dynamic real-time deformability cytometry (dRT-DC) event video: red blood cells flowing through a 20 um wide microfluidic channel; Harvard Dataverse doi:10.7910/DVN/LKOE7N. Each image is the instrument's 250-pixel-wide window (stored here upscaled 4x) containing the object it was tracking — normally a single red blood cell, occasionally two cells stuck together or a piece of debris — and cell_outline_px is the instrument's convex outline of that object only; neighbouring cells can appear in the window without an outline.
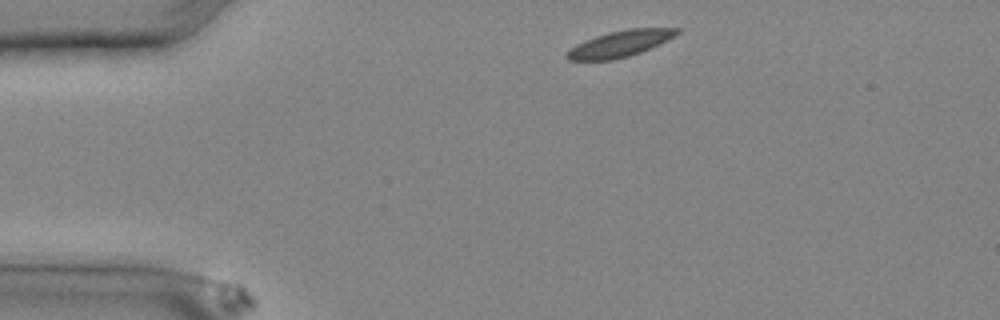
{"species": "common noctule bat (a hibernating species)", "species_latin": "Nyctalus noctula", "temperature_condition": "cold", "stored_images_in_passage": 31, "camera_frame_rate_fps": 3000, "um_per_image_px": 0.085, "animal": {"sex": "male", "body_mass_g": 20.4}, "frame": {"image": 1, "passage_image": 1, "time_ms": 0.0, "image_size_px": [1000, 320], "cell_outline_px": [[680, 32], [640, 52], [628, 56], [612, 60], [568, 60], [564, 56], [576, 44], [584, 40], [608, 32], [628, 28], [680, 28]], "centroid_in_image_um": [52.64, 3.71], "position_along_channel_um": 32.4, "area_um2": 16.42}}
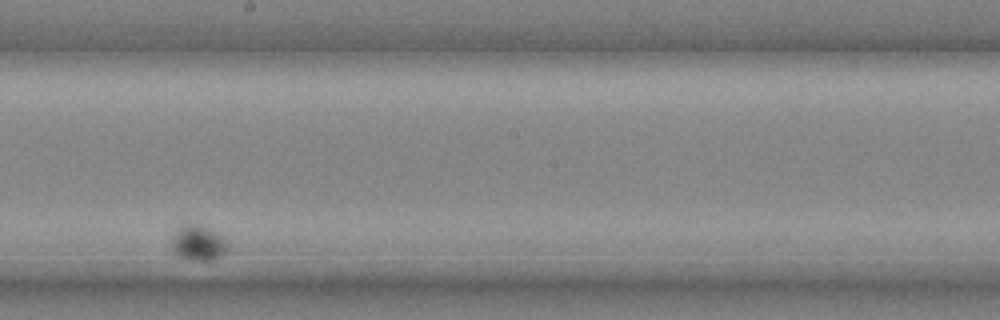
{"frame": {"image": 2, "passage_image": 20, "time_ms": 6.333, "image_size_px": [1000, 320], "cell_outline_px": [[224, 252], [220, 256], [208, 260], [200, 260], [176, 256], [172, 248], [172, 240], [176, 232], [180, 228], [188, 224], [204, 224], [212, 228], [220, 236], [224, 244]], "centroid_in_image_um": [16.8, 20.62], "position_along_channel_um": 231.4, "area_um2": 10.92}}
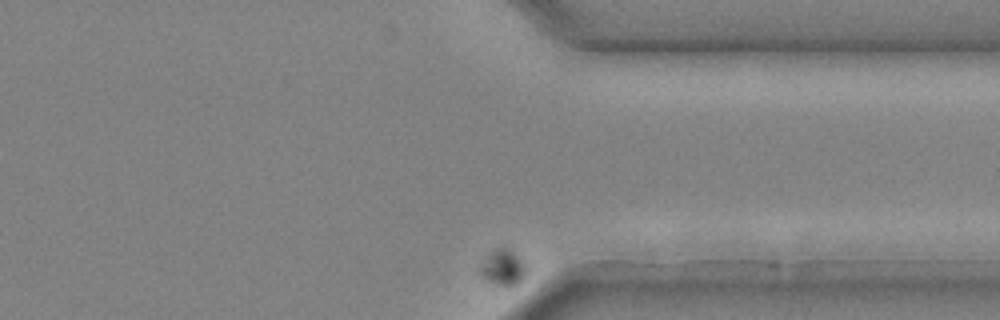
{"frame": {"image": 3, "passage_image": 31, "time_ms": 10.0, "image_size_px": [1000, 320], "cell_outline_px": [[528, 272], [516, 284], [508, 288], [504, 288], [484, 280], [480, 276], [480, 264], [488, 252], [492, 248], [500, 244], [504, 244], [524, 264]], "centroid_in_image_um": [42.69, 22.73], "position_along_channel_um": 368.7, "area_um2": 10.17}}